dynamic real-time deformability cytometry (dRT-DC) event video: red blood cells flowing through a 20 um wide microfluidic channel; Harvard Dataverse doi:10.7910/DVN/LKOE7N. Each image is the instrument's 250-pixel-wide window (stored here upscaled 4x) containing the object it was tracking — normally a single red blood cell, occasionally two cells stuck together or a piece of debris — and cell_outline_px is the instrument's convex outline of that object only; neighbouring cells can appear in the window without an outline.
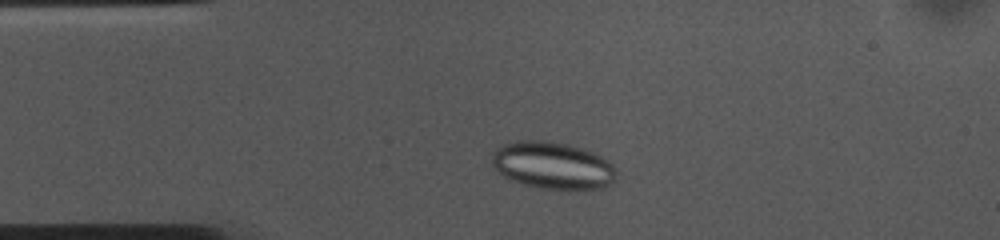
{"species": "common noctule bat (a hibernating species)", "species_latin": "Nyctalus noctula", "temperature_condition": "cold", "stored_images_in_passage": 40, "camera_frame_rate_fps": 3000, "um_per_image_px": 0.085, "animal": {"sex": "female", "body_mass_g": 10.0, "forearm_length_mm": 53.1}, "frame": {"image": 1, "passage_image": 6, "time_ms": 1.667, "image_size_px": [1000, 240], "cell_outline_px": [[616, 180], [612, 184], [604, 188], [580, 192], [568, 192], [536, 188], [512, 180], [504, 176], [492, 164], [492, 152], [496, 148], [504, 144], [516, 140], [552, 140], [584, 148], [596, 152], [608, 160], [616, 168]], "centroid_in_image_um": [47.06, 14.1], "position_along_channel_um": 37.9, "area_um2": 35.66}}
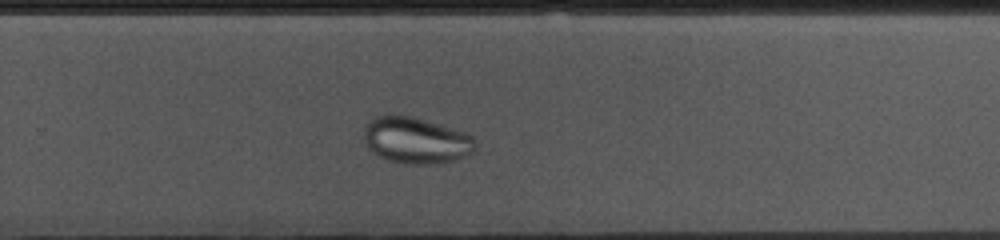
{"frame": {"image": 2, "passage_image": 29, "time_ms": 9.333, "image_size_px": [1000, 240], "cell_outline_px": [[476, 148], [472, 152], [456, 160], [432, 164], [404, 164], [388, 160], [372, 152], [368, 148], [364, 140], [364, 128], [368, 120], [376, 116], [412, 116], [464, 132], [472, 136], [476, 140]], "centroid_in_image_um": [35.35, 11.94], "position_along_channel_um": 294.5, "area_um2": 30.0}}
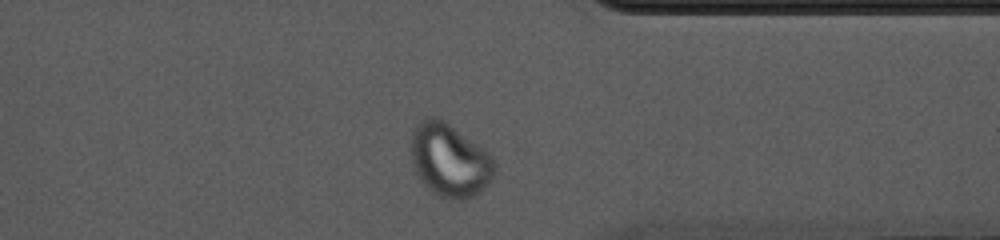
{"frame": {"image": 3, "passage_image": 36, "time_ms": 11.667, "image_size_px": [1000, 240], "cell_outline_px": [[496, 172], [492, 180], [484, 188], [472, 196], [456, 200], [440, 196], [432, 192], [424, 184], [416, 172], [412, 160], [412, 128], [420, 120], [428, 116], [440, 116], [488, 152], [496, 160]], "centroid_in_image_um": [38.24, 13.58], "position_along_channel_um": 373.2, "area_um2": 35.78}}